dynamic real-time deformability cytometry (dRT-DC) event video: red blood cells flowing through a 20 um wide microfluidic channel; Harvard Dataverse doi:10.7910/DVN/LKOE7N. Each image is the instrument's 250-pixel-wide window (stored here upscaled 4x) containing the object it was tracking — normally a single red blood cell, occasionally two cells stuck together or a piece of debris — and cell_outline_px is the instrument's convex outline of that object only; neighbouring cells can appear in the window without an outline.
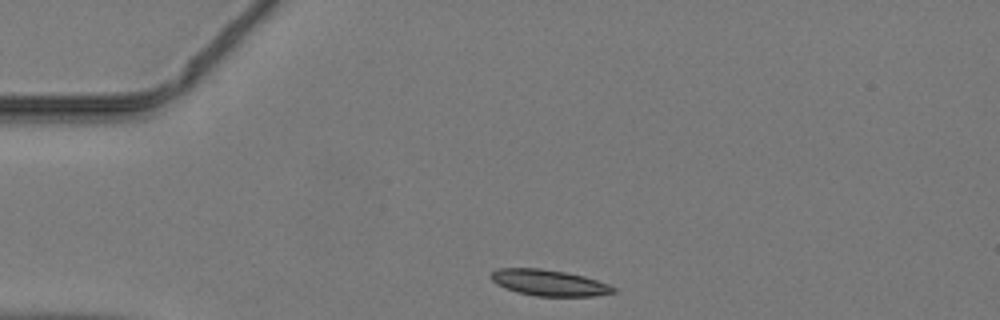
{"species": "common noctule bat (a hibernating species)", "species_latin": "Nyctalus noctula", "temperature_condition": "warm", "stored_images_in_passage": 37, "camera_frame_rate_fps": 3000, "um_per_image_px": 0.085, "animal": {"sex": "male", "body_mass_g": 19.2, "forearm_length_mm": 51.8}, "frame": {"image": 1, "passage_image": 1, "time_ms": 0.0, "image_size_px": [1000, 320], "cell_outline_px": [[616, 292], [592, 296], [536, 296], [516, 292], [496, 284], [492, 280], [492, 272], [496, 268], [540, 268], [564, 272], [584, 276], [608, 284], [616, 288]], "centroid_in_image_um": [46.66, 24.03], "position_along_channel_um": 38.3, "area_um2": 18.5}}
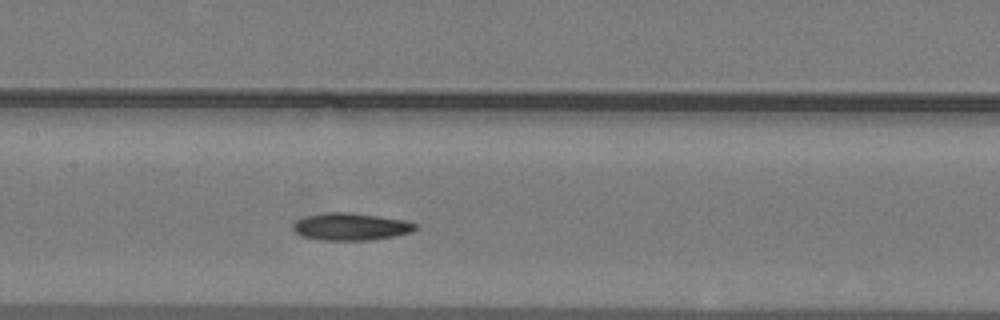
{"frame": {"image": 2, "passage_image": 13, "time_ms": 4.0, "image_size_px": [1000, 320], "cell_outline_px": [[416, 228], [412, 232], [396, 236], [368, 240], [320, 240], [304, 236], [296, 232], [292, 228], [292, 224], [296, 220], [304, 216], [328, 212], [344, 212], [376, 216], [404, 220], [416, 224]], "centroid_in_image_um": [29.79, 19.27], "position_along_channel_um": 177.6, "area_um2": 19.31}}
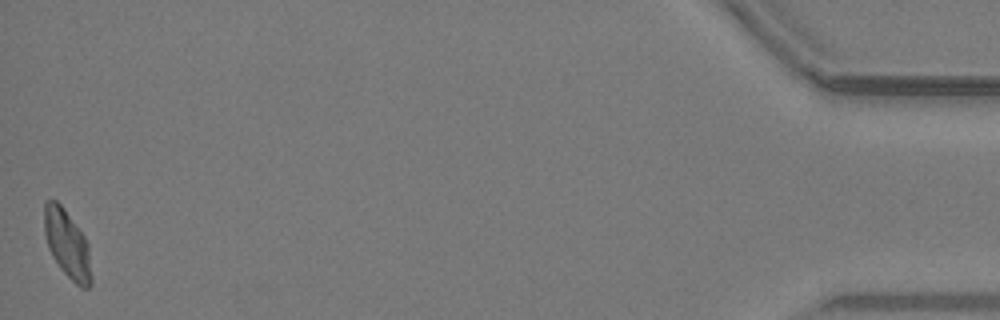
{"frame": {"image": 3, "passage_image": 37, "time_ms": 12.0, "image_size_px": [1000, 320], "cell_outline_px": [[92, 284], [88, 288], [80, 288], [60, 268], [52, 256], [48, 248], [44, 236], [44, 200], [56, 200], [64, 208], [84, 236], [88, 244], [92, 280]], "centroid_in_image_um": [5.7, 20.75], "position_along_channel_um": 429.5, "area_um2": 18.79}}